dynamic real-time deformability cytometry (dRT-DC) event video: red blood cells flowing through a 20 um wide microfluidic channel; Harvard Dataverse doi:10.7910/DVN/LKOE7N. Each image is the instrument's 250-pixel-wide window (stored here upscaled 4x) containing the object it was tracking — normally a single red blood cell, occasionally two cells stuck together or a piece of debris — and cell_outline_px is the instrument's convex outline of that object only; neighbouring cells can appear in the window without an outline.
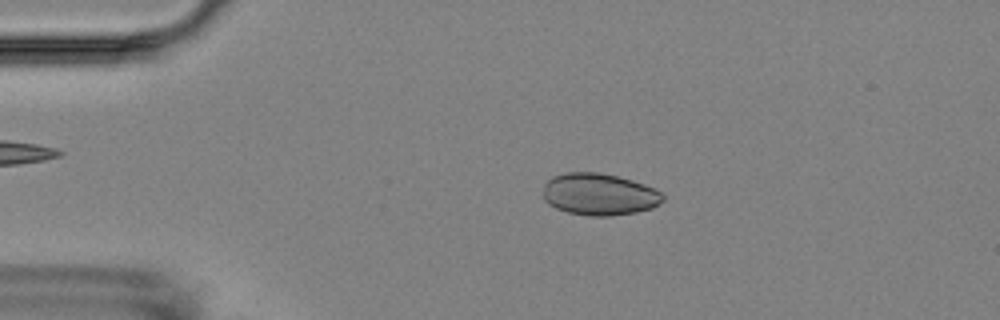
{"species": "Egyptian fruit bat (a non-hibernating species)", "species_latin": "Rousettus aegyptiacus", "temperature_condition": "room temperature", "stored_images_in_passage": 6, "camera_frame_rate_fps": 3000, "um_per_image_px": 0.085, "animal": {"sex": "female"}, "frame": {"image": 1, "passage_image": 3, "time_ms": 2.333, "image_size_px": [1000, 320], "cell_outline_px": [[664, 200], [652, 208], [636, 212], [608, 216], [588, 216], [568, 212], [556, 208], [548, 204], [544, 200], [544, 184], [552, 176], [568, 172], [596, 172], [616, 176], [632, 180], [656, 188], [664, 196]], "centroid_in_image_um": [50.93, 16.52], "position_along_channel_um": 34.1, "area_um2": 29.3}}